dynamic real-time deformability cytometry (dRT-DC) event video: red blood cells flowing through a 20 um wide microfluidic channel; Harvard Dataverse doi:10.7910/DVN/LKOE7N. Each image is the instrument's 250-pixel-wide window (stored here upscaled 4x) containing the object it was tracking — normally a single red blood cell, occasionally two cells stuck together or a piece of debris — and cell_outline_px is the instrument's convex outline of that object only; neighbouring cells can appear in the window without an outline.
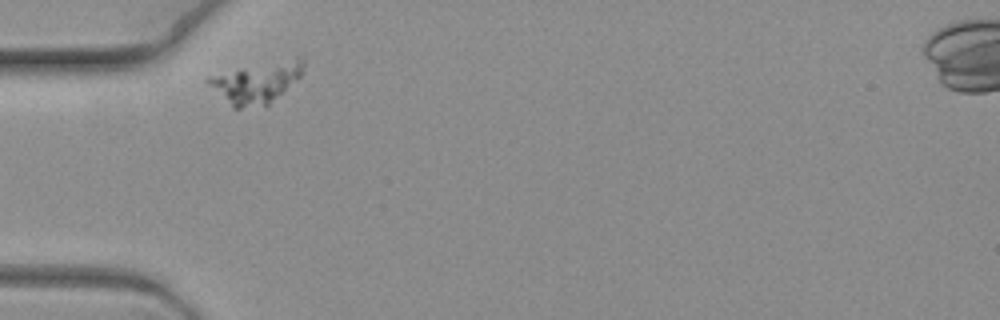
{"species": "common noctule bat (a hibernating species)", "species_latin": "Nyctalus noctula", "temperature_condition": "warm", "stored_images_in_passage": 2, "camera_frame_rate_fps": 3000, "um_per_image_px": 0.085, "animal": {"sex": "female", "body_mass_g": 19.3, "forearm_length_mm": 54.1}, "frame": {"image": 1, "passage_image": 1, "time_ms": 0.0, "image_size_px": [1000, 320], "cell_outline_px": [[304, 68], [300, 76], [268, 104], [240, 108], [232, 108], [204, 80], [208, 76], [300, 56], [304, 60]], "centroid_in_image_um": [21.79, 7.01], "position_along_channel_um": 63.2, "area_um2": 21.79}}